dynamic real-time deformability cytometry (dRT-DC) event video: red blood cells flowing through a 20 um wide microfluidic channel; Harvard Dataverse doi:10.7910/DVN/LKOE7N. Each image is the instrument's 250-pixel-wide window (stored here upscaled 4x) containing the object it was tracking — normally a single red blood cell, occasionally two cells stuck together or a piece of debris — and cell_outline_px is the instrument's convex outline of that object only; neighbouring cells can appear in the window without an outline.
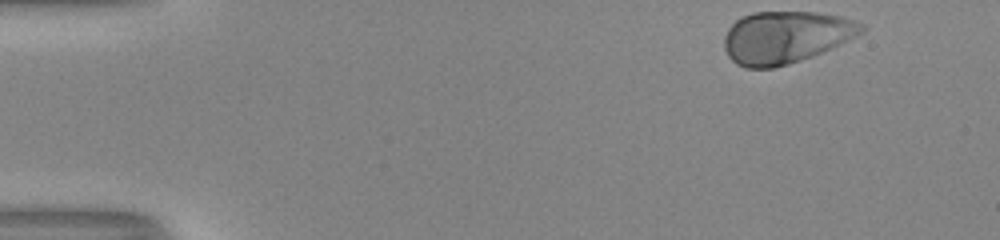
{"species": "human", "species_latin": "Homo sapiens", "temperature_condition": "room temperature", "stored_images_in_passage": 40, "camera_frame_rate_fps": 3000, "um_per_image_px": 0.085, "donor": {"sex": "male"}, "frame": {"image": 1, "passage_image": 1, "time_ms": 0.0, "image_size_px": [1000, 240], "cell_outline_px": [[868, 28], [848, 40], [812, 56], [788, 64], [772, 68], [744, 68], [736, 64], [728, 56], [724, 48], [724, 36], [728, 28], [740, 16], [752, 12], [816, 12], [840, 16], [864, 24]], "centroid_in_image_um": [66.74, 3.15], "position_along_channel_um": 18.3, "area_um2": 41.73}}
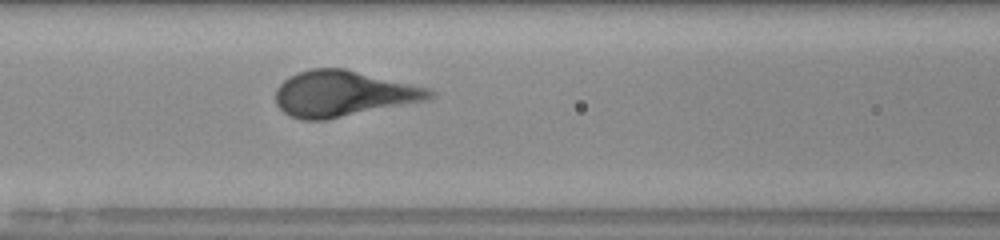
{"frame": {"image": 2, "passage_image": 19, "time_ms": 6.0, "image_size_px": [1000, 240], "cell_outline_px": [[436, 96], [428, 100], [324, 120], [300, 120], [288, 116], [276, 104], [276, 88], [284, 80], [296, 72], [312, 68], [344, 68], [428, 88], [436, 92]], "centroid_in_image_um": [29.15, 7.96], "position_along_channel_um": 137.4, "area_um2": 41.1}}
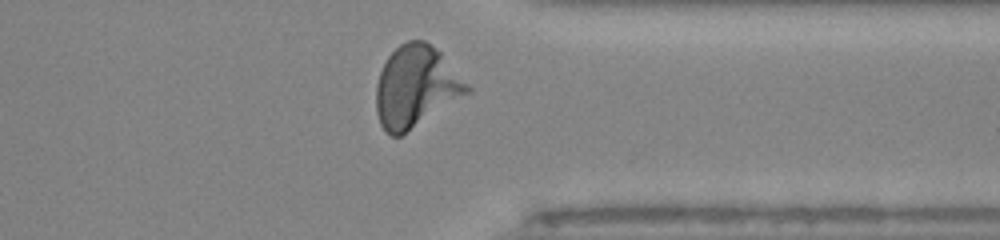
{"frame": {"image": 3, "passage_image": 37, "time_ms": 12.0, "image_size_px": [1000, 240], "cell_outline_px": [[472, 92], [400, 136], [392, 136], [380, 124], [376, 112], [376, 84], [380, 72], [388, 56], [400, 44], [408, 40], [424, 40], [440, 52], [472, 88]], "centroid_in_image_um": [35.36, 7.37], "position_along_channel_um": 376.0, "area_um2": 43.0}}